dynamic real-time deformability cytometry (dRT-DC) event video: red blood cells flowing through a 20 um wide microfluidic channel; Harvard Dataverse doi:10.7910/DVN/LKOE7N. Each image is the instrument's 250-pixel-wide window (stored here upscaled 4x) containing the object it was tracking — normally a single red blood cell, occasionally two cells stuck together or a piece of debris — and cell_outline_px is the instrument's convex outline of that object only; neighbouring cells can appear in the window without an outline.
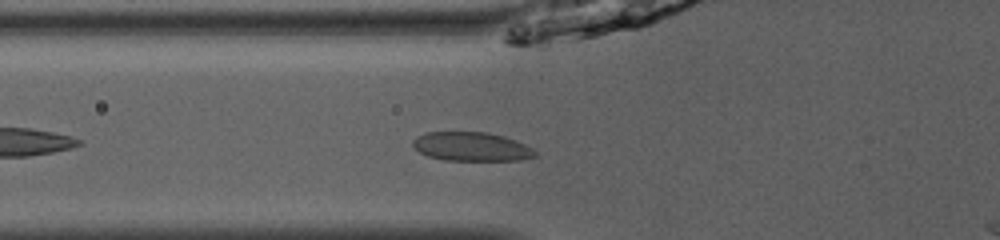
{"species": "common noctule bat (a hibernating species)", "species_latin": "Nyctalus noctula", "temperature_condition": "room temperature", "stored_images_in_passage": 19, "camera_frame_rate_fps": 3000, "um_per_image_px": 0.085, "animal": {"sex": "male", "body_mass_g": 13.0, "forearm_length_mm": 53.1}, "frame": {"image": 1, "passage_image": 3, "time_ms": 0.667, "image_size_px": [1000, 240], "cell_outline_px": [[536, 156], [520, 160], [444, 160], [428, 156], [420, 152], [412, 144], [412, 140], [416, 136], [424, 132], [488, 132], [504, 136], [524, 144], [532, 148], [536, 152]], "centroid_in_image_um": [40.05, 12.45], "position_along_channel_um": 85.7, "area_um2": 20.58}}
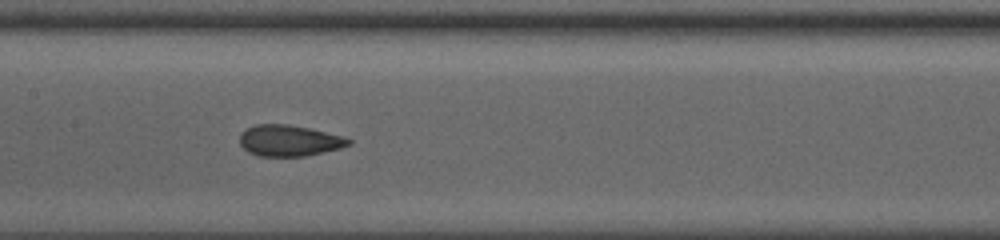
{"frame": {"image": 2, "passage_image": 10, "time_ms": 3.0, "image_size_px": [1000, 240], "cell_outline_px": [[352, 144], [340, 148], [304, 156], [260, 156], [248, 152], [240, 144], [240, 132], [256, 124], [288, 124], [308, 128], [344, 136], [352, 140]], "centroid_in_image_um": [24.58, 11.95], "position_along_channel_um": 182.8, "area_um2": 19.71}}
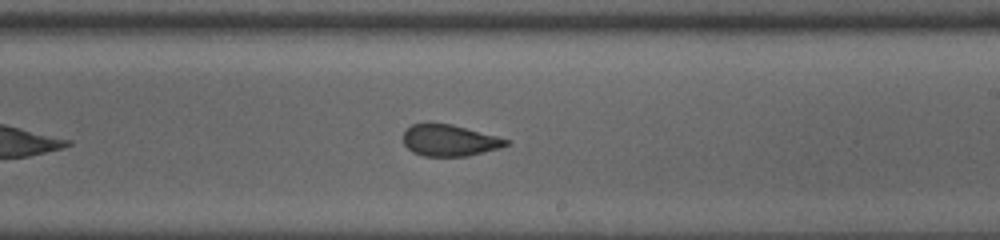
{"frame": {"image": 3, "passage_image": 15, "time_ms": 4.667, "image_size_px": [1000, 240], "cell_outline_px": [[512, 140], [508, 144], [500, 148], [468, 156], [424, 156], [412, 152], [404, 144], [404, 132], [412, 124], [452, 124]], "centroid_in_image_um": [38.24, 11.94], "position_along_channel_um": 250.8, "area_um2": 18.73}}